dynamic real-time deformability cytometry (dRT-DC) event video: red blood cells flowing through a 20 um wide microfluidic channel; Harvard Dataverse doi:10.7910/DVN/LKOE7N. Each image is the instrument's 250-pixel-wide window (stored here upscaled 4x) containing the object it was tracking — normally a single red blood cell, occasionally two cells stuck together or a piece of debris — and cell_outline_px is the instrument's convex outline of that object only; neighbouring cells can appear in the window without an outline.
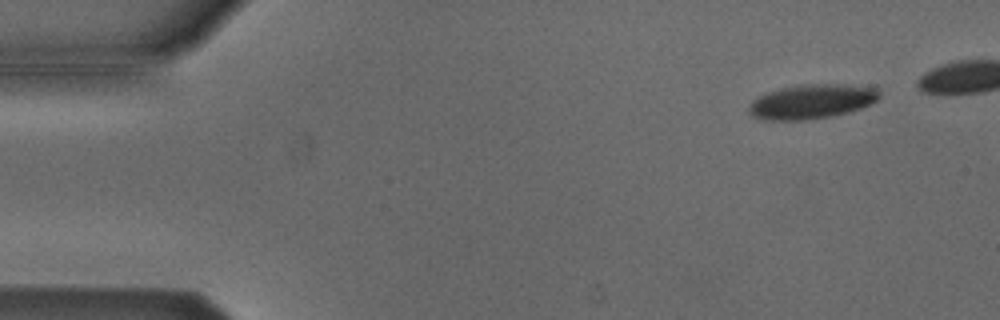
{"species": "Egyptian fruit bat (a non-hibernating species)", "species_latin": "Rousettus aegyptiacus", "temperature_condition": "cold", "stored_images_in_passage": 9, "camera_frame_rate_fps": 3000, "um_per_image_px": 0.085, "animal": {"sex": "male"}, "frame": {"image": 1, "passage_image": 3, "time_ms": 0.667, "image_size_px": [1000, 320], "cell_outline_px": [[880, 96], [876, 100], [860, 108], [848, 112], [832, 116], [800, 120], [768, 120], [756, 116], [748, 112], [748, 108], [752, 100], [768, 92], [780, 88], [800, 84], [844, 84], [876, 88], [880, 92]], "centroid_in_image_um": [68.99, 8.62], "position_along_channel_um": 16.0, "area_um2": 25.89}}